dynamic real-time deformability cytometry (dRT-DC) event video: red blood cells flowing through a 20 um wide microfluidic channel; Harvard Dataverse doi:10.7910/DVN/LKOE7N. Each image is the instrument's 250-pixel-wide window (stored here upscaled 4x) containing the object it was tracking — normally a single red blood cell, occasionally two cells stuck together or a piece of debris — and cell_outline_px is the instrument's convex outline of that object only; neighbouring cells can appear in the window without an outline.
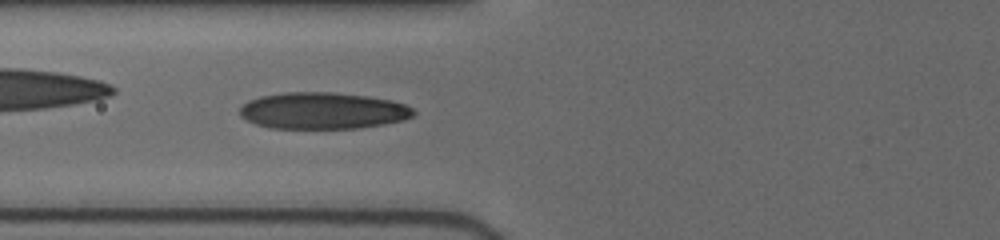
{"species": "human", "species_latin": "Homo sapiens", "temperature_condition": "cold", "stored_images_in_passage": 4, "camera_frame_rate_fps": 3000, "um_per_image_px": 0.085, "donor": {"sex": "female"}, "frame": {"image": 1, "passage_image": 4, "time_ms": 2.667, "image_size_px": [1000, 240], "cell_outline_px": [[416, 112], [412, 116], [404, 120], [384, 124], [356, 128], [268, 128], [256, 124], [240, 116], [240, 108], [248, 100], [260, 96], [284, 92], [332, 92], [368, 96], [392, 100], [404, 104], [412, 108]], "centroid_in_image_um": [27.44, 9.4], "position_along_channel_um": 98.4, "area_um2": 37.11}}